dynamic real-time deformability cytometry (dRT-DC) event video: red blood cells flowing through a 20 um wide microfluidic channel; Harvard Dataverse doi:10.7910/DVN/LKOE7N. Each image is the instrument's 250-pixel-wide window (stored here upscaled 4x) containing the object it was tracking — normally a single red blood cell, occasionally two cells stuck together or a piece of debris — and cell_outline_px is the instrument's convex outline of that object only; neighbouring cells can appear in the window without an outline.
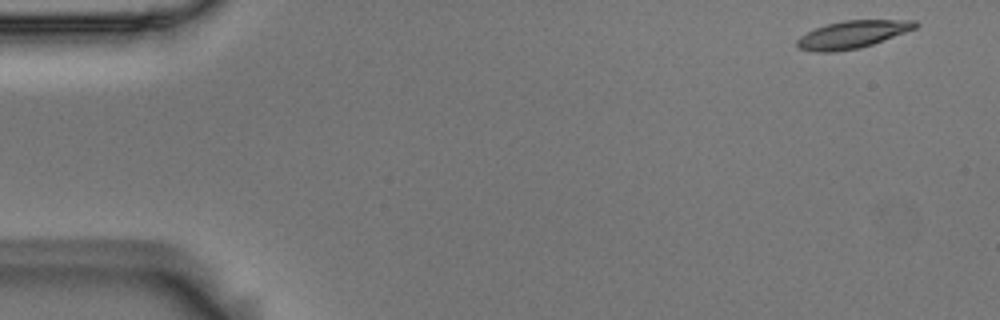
{"species": "Egyptian fruit bat (a non-hibernating species)", "species_latin": "Rousettus aegyptiacus", "temperature_condition": "room temperature", "stored_images_in_passage": 54, "segment_of_instrument_passage": [1, 2], "camera_frame_rate_fps": 3000, "um_per_image_px": 0.085, "animal": {"sex": "male"}, "frame": {"image": 1, "passage_image": 1, "time_ms": 0.0, "image_size_px": [1000, 320], "cell_outline_px": [[920, 24], [916, 28], [872, 44], [860, 48], [836, 52], [812, 52], [800, 48], [796, 44], [796, 40], [800, 36], [816, 28], [828, 24], [844, 20], [916, 20]], "centroid_in_image_um": [72.45, 2.93], "position_along_channel_um": 12.5, "area_um2": 18.9}}
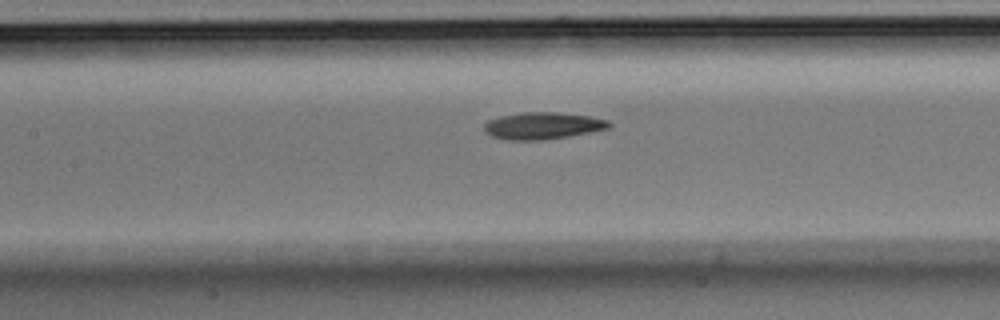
{"frame": {"image": 2, "passage_image": 23, "time_ms": 7.333, "image_size_px": [1000, 320], "cell_outline_px": [[612, 124], [608, 128], [568, 136], [544, 140], [508, 140], [492, 136], [484, 132], [484, 124], [488, 120], [500, 116], [524, 112], [556, 112], [588, 116], [608, 120]], "centroid_in_image_um": [46.09, 10.68], "position_along_channel_um": 161.3, "area_um2": 19.48}}
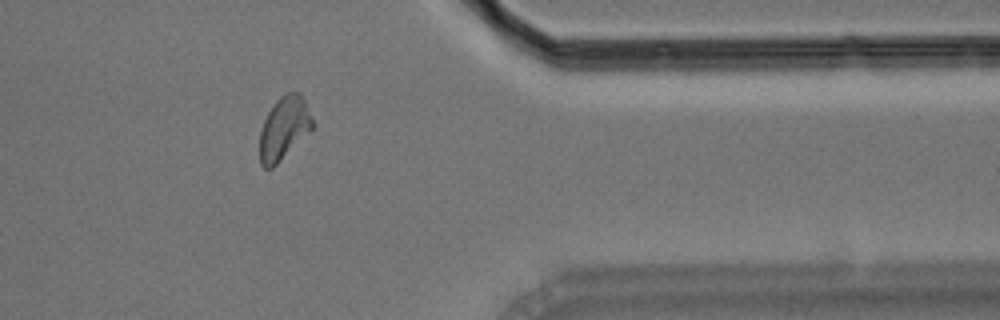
{"frame": {"image": 3, "passage_image": 43, "time_ms": 14.0, "image_size_px": [1000, 320], "cell_outline_px": [[312, 128], [272, 168], [264, 168], [260, 164], [260, 132], [264, 120], [268, 112], [276, 100], [284, 92], [300, 92], [312, 116]], "centroid_in_image_um": [24.11, 10.86], "position_along_channel_um": 387.3, "area_um2": 18.96}}